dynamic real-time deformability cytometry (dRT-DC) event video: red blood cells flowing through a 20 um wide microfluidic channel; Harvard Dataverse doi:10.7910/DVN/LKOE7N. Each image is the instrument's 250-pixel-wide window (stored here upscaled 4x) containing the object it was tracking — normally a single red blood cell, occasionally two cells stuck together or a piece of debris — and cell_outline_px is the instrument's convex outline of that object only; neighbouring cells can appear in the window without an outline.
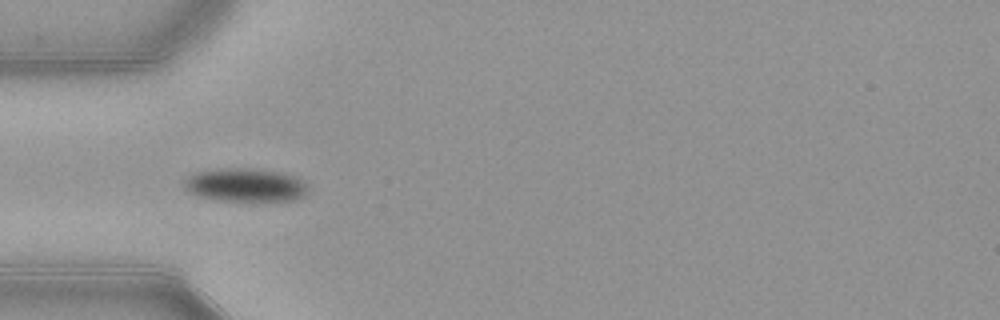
{"species": "common noctule bat (a hibernating species)", "species_latin": "Nyctalus noctula", "temperature_condition": "warm", "stored_images_in_passage": 37, "camera_frame_rate_fps": 3000, "um_per_image_px": 0.085, "animal": {"sex": "female", "body_mass_g": 21.9}, "frame": {"image": 1, "passage_image": 1, "time_ms": 0.0, "image_size_px": [1000, 320], "cell_outline_px": [[308, 192], [296, 200], [212, 200], [196, 196], [188, 192], [184, 188], [184, 180], [188, 176], [196, 172], [228, 168], [252, 168], [280, 172], [300, 176], [308, 184]], "centroid_in_image_um": [20.88, 15.72], "position_along_channel_um": 64.1, "area_um2": 24.39}}
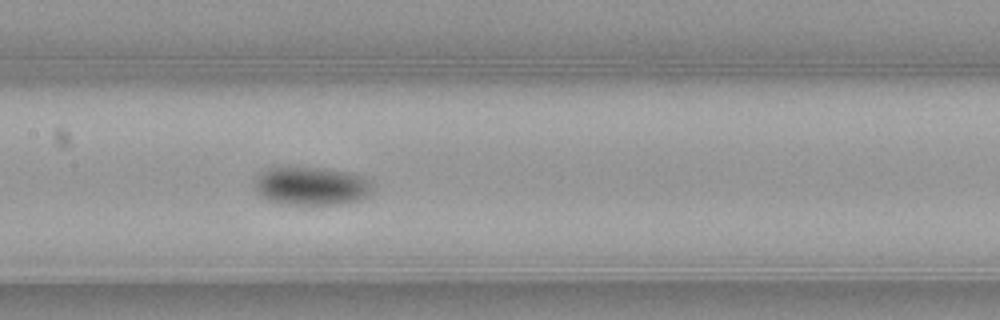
{"frame": {"image": 2, "passage_image": 10, "time_ms": 3.0, "image_size_px": [1000, 320], "cell_outline_px": [[372, 192], [368, 196], [360, 200], [348, 204], [280, 204], [268, 200], [256, 188], [256, 176], [260, 172], [268, 168], [316, 168], [348, 172], [372, 180]], "centroid_in_image_um": [26.53, 15.83], "position_along_channel_um": 180.9, "area_um2": 26.18}}
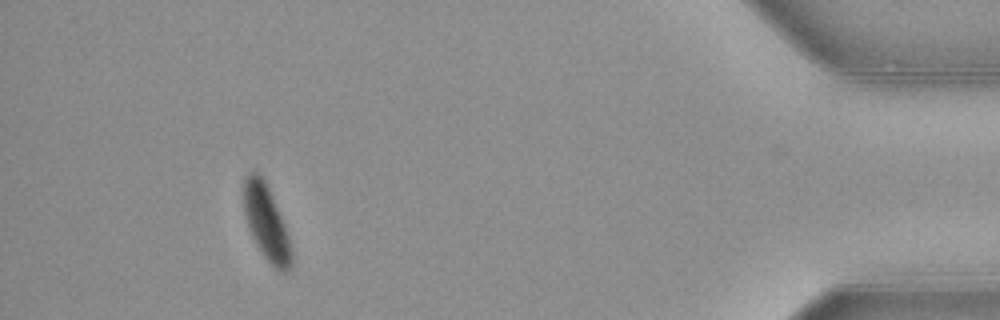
{"frame": {"image": 3, "passage_image": 33, "time_ms": 10.667, "image_size_px": [1000, 320], "cell_outline_px": [[292, 268], [288, 272], [280, 272], [264, 256], [256, 244], [252, 236], [244, 212], [244, 180], [252, 172], [256, 172], [264, 180], [268, 188], [288, 232], [292, 248]], "centroid_in_image_um": [22.68, 19.0], "position_along_channel_um": 412.5, "area_um2": 20.46}, "authors_computed_cell_mechanics": {"area_um2": 24.3916, "velocity_mm_per_s": 3.8903, "shape_relaxation_time_tau1_ms": 3.572, "shape_relaxation_time_tau2_ms": null, "deformation_change_tau1": 0.1062, "deformation_change_tau2": null}}